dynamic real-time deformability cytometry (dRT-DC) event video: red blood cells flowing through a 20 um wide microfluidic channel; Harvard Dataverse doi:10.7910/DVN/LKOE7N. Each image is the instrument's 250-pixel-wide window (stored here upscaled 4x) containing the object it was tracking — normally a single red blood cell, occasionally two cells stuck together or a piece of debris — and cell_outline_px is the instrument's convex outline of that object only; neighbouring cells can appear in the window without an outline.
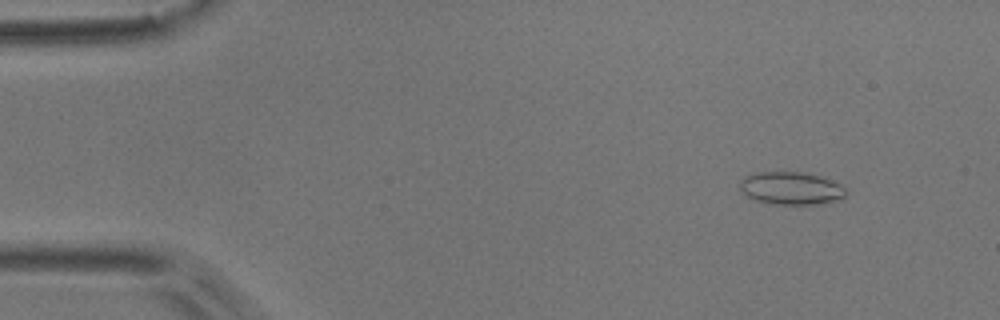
{"species": "common noctule bat (a hibernating species)", "species_latin": "Nyctalus noctula", "temperature_condition": "room temperature", "stored_images_in_passage": 5, "camera_frame_rate_fps": 3000, "um_per_image_px": 0.085, "animal": {"sex": "male", "body_mass_g": 17.9}, "frame": {"image": 1, "passage_image": 2, "time_ms": 0.333, "image_size_px": [1000, 320], "cell_outline_px": [[848, 192], [840, 200], [816, 204], [772, 204], [752, 200], [740, 188], [740, 180], [744, 176], [752, 172], [804, 172], [820, 176], [844, 184], [848, 188]], "centroid_in_image_um": [67.28, 15.99], "position_along_channel_um": 17.7, "area_um2": 20.69}}